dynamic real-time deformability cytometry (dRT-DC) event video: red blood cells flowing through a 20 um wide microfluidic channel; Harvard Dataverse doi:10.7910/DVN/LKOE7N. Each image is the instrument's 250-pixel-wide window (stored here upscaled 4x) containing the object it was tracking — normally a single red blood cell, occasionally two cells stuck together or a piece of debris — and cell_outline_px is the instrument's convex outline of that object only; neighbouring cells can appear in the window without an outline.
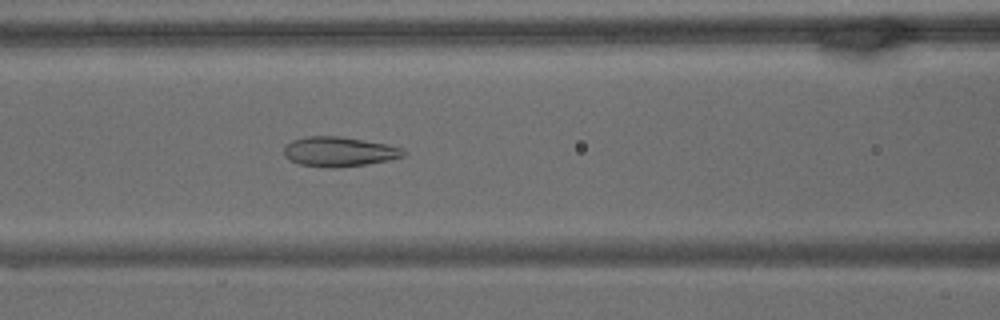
{"species": "common noctule bat (a hibernating species)", "species_latin": "Nyctalus noctula", "temperature_condition": "warm", "stored_images_in_passage": 63, "camera_frame_rate_fps": 3000, "um_per_image_px": 0.085, "animal": {"sex": "male", "body_mass_g": 15.6}, "frame": {"image": 1, "passage_image": 26, "time_ms": 8.333, "image_size_px": [1000, 320], "cell_outline_px": [[408, 152], [404, 156], [388, 160], [368, 164], [336, 168], [332, 168], [300, 164], [288, 160], [284, 156], [284, 148], [292, 140], [308, 136], [340, 136], [388, 144], [400, 148]], "centroid_in_image_um": [28.83, 12.89], "position_along_channel_um": 137.8, "area_um2": 20.75}}
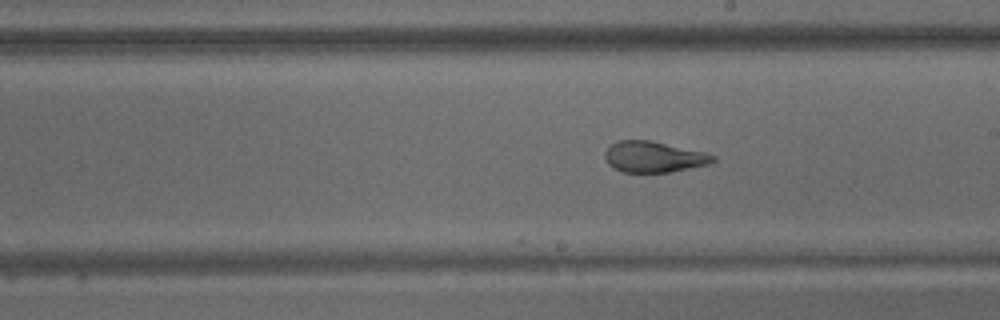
{"frame": {"image": 2, "passage_image": 35, "time_ms": 11.333, "image_size_px": [1000, 320], "cell_outline_px": [[716, 160], [708, 164], [668, 172], [624, 172], [608, 164], [604, 156], [604, 152], [612, 144], [620, 140], [652, 140], [704, 152], [716, 156]], "centroid_in_image_um": [55.57, 13.32], "position_along_channel_um": 233.4, "area_um2": 19.31}}
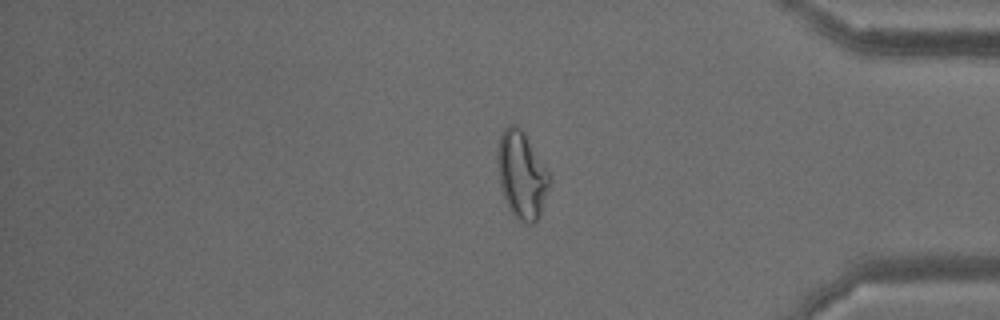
{"frame": {"image": 3, "passage_image": 52, "time_ms": 17.0, "image_size_px": [1000, 320], "cell_outline_px": [[552, 180], [540, 212], [536, 220], [532, 224], [528, 224], [512, 216], [500, 188], [496, 160], [496, 156], [500, 136], [504, 128], [508, 124], [516, 124], [524, 132], [548, 172]], "centroid_in_image_um": [44.31, 14.86], "position_along_channel_um": 390.9, "area_um2": 26.41}, "authors_computed_cell_mechanics": {"area_um2": 25.8944, "velocity_mm_per_s": 3.194, "shape_relaxation_time_tau1_ms": null, "shape_relaxation_time_tau2_ms": 1.4476, "deformation_change_tau1": null, "deformation_change_tau2": 0.095}}